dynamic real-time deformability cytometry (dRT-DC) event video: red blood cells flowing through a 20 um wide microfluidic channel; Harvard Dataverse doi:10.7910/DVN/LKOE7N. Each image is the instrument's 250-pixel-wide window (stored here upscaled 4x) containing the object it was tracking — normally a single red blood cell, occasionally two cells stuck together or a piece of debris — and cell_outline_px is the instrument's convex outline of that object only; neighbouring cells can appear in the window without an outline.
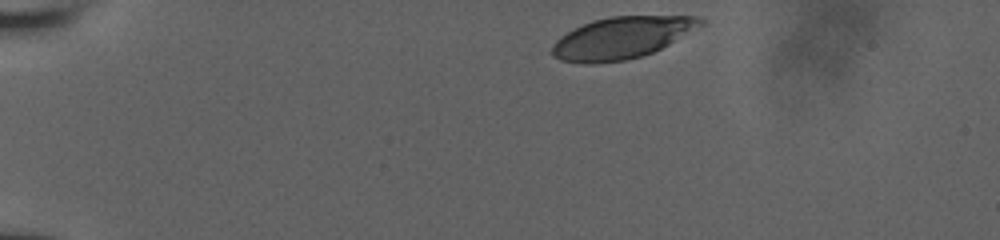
{"species": "human", "species_latin": "Homo sapiens", "temperature_condition": "room temperature", "stored_images_in_passage": 18, "camera_frame_rate_fps": 3000, "um_per_image_px": 0.085, "donor": {"sex": "male"}, "frame": {"image": 1, "passage_image": 1, "time_ms": 0.0, "image_size_px": [1000, 240], "cell_outline_px": [[704, 24], [668, 44], [652, 52], [640, 56], [624, 60], [592, 64], [584, 64], [560, 60], [552, 56], [552, 44], [560, 36], [592, 20], [612, 16], [700, 16], [704, 20]], "centroid_in_image_um": [52.82, 3.21], "position_along_channel_um": 32.2, "area_um2": 35.84}}
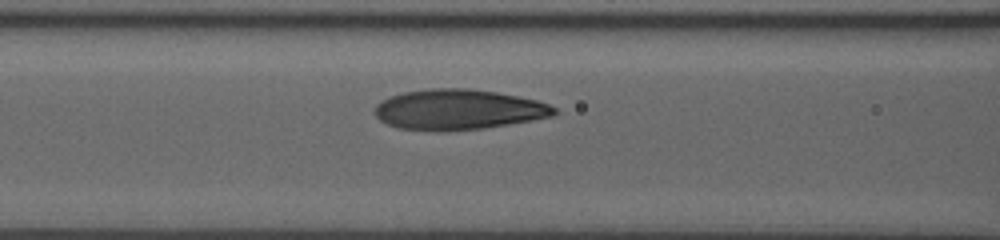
{"frame": {"image": 2, "passage_image": 13, "time_ms": 4.667, "image_size_px": [1000, 240], "cell_outline_px": [[556, 112], [552, 116], [532, 120], [484, 128], [444, 132], [400, 128], [388, 124], [380, 120], [376, 116], [376, 104], [380, 100], [404, 92], [428, 88], [468, 88], [496, 92], [536, 100], [548, 104], [556, 108]], "centroid_in_image_um": [38.94, 9.31], "position_along_channel_um": 127.7, "area_um2": 42.08}}
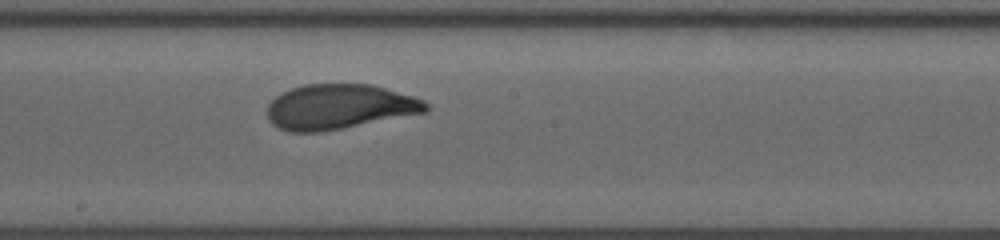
{"frame": {"image": 3, "passage_image": 18, "time_ms": 7.0, "image_size_px": [1000, 240], "cell_outline_px": [[428, 108], [424, 112], [320, 132], [292, 132], [280, 128], [272, 124], [268, 120], [268, 104], [276, 96], [292, 88], [304, 84], [372, 84], [412, 96], [424, 100], [428, 104]], "centroid_in_image_um": [28.8, 9.07], "position_along_channel_um": 219.4, "area_um2": 41.04}}